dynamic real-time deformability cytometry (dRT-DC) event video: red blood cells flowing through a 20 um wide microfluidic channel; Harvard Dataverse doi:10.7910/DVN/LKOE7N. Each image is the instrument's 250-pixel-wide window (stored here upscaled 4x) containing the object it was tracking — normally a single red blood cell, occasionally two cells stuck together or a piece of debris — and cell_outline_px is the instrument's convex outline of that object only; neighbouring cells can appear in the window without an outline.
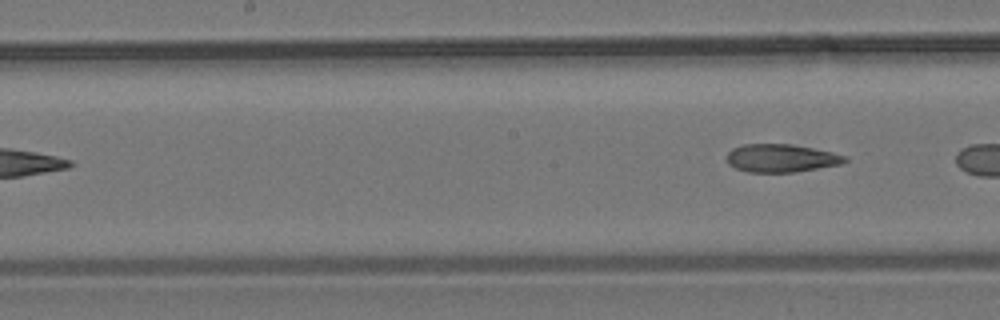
{"species": "common noctule bat (a hibernating species)", "species_latin": "Nyctalus noctula", "temperature_condition": "room temperature", "stored_images_in_passage": 6, "camera_frame_rate_fps": 3000, "um_per_image_px": 0.085, "animal": {"sex": "male", "body_mass_g": 19.2, "forearm_length_mm": 51.8}, "frame": {"image": 1, "passage_image": 6, "time_ms": 7.0, "image_size_px": [1000, 320], "cell_outline_px": [[848, 160], [840, 164], [792, 172], [748, 172], [736, 168], [728, 164], [728, 152], [732, 148], [740, 144], [792, 144], [832, 152], [844, 156]], "centroid_in_image_um": [66.35, 13.43], "position_along_channel_um": 181.8, "area_um2": 19.07}}